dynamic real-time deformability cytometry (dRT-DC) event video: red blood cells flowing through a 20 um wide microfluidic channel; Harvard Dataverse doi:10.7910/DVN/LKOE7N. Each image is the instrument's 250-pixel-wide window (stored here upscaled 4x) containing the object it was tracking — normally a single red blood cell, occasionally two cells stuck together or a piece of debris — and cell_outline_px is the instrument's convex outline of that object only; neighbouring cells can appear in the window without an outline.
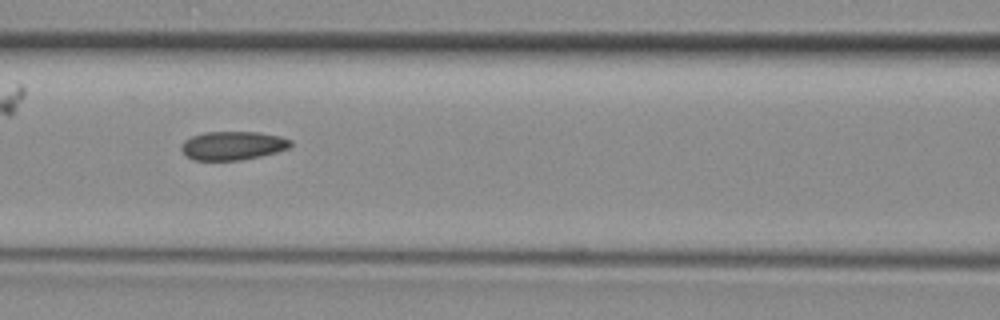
{"species": "common noctule bat (a hibernating species)", "species_latin": "Nyctalus noctula", "temperature_condition": "room temperature", "stored_images_in_passage": 8, "segment_of_instrument_passage": [1, 2], "camera_frame_rate_fps": 3000, "um_per_image_px": 0.085, "animal": {"sex": "female", "body_mass_g": 29.2, "forearm_length_mm": 56.3}, "frame": {"image": 1, "passage_image": 5, "time_ms": 1.333, "image_size_px": [1000, 320], "cell_outline_px": [[292, 144], [288, 148], [276, 152], [260, 156], [240, 160], [192, 160], [180, 148], [180, 144], [184, 140], [192, 136], [204, 132], [260, 132], [280, 136], [292, 140]], "centroid_in_image_um": [19.78, 12.37], "position_along_channel_um": 146.8, "area_um2": 18.26}}
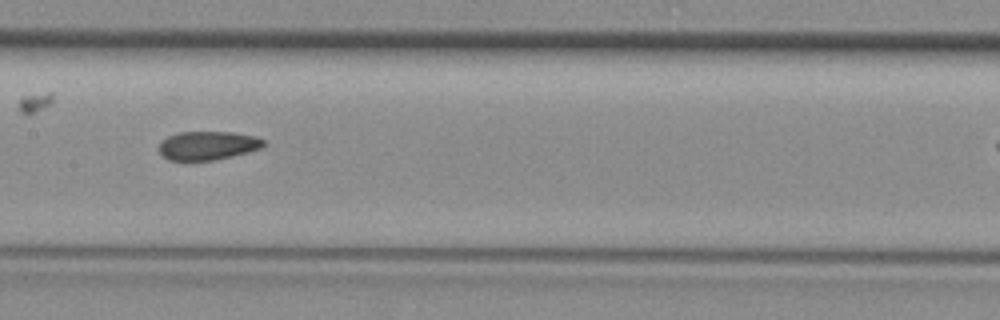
{"frame": {"image": 2, "passage_image": 6, "time_ms": 1.667, "image_size_px": [1000, 320], "cell_outline_px": [[264, 144], [260, 148], [248, 152], [232, 156], [212, 160], [168, 160], [160, 152], [160, 144], [168, 136], [180, 132], [232, 132], [256, 136], [264, 140]], "centroid_in_image_um": [17.68, 12.36], "position_along_channel_um": 189.7, "area_um2": 17.22}}
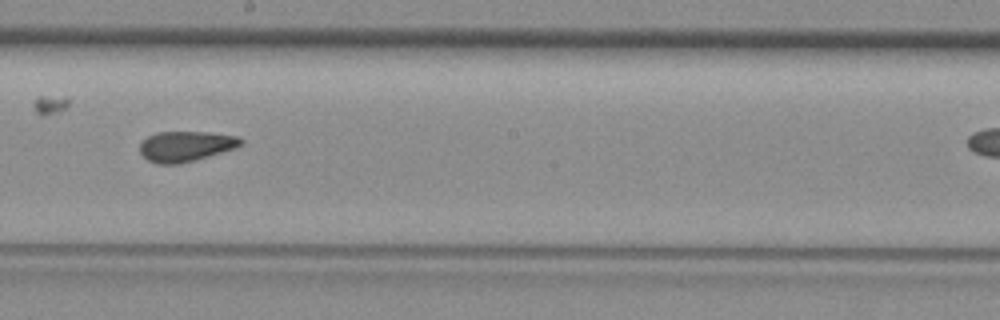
{"frame": {"image": 3, "passage_image": 7, "time_ms": 2.0, "image_size_px": [1000, 320], "cell_outline_px": [[244, 140], [240, 144], [232, 148], [220, 152], [192, 160], [176, 164], [156, 164], [148, 160], [140, 152], [140, 144], [148, 136], [156, 132], [208, 132], [240, 136]], "centroid_in_image_um": [15.76, 12.41], "position_along_channel_um": 232.4, "area_um2": 17.51}}